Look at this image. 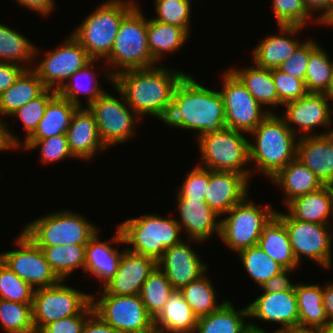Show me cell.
<instances>
[{
    "mask_svg": "<svg viewBox=\"0 0 333 333\" xmlns=\"http://www.w3.org/2000/svg\"><path fill=\"white\" fill-rule=\"evenodd\" d=\"M161 66L126 70L113 77L126 103L139 116L150 114L164 121L171 108L176 86L186 75Z\"/></svg>",
    "mask_w": 333,
    "mask_h": 333,
    "instance_id": "obj_1",
    "label": "cell"
},
{
    "mask_svg": "<svg viewBox=\"0 0 333 333\" xmlns=\"http://www.w3.org/2000/svg\"><path fill=\"white\" fill-rule=\"evenodd\" d=\"M165 125L195 130L196 138L226 127L224 100L220 91L207 89L186 74L175 88Z\"/></svg>",
    "mask_w": 333,
    "mask_h": 333,
    "instance_id": "obj_2",
    "label": "cell"
},
{
    "mask_svg": "<svg viewBox=\"0 0 333 333\" xmlns=\"http://www.w3.org/2000/svg\"><path fill=\"white\" fill-rule=\"evenodd\" d=\"M249 134L255 141L249 142V160L269 179L296 158L297 135L282 116L269 113Z\"/></svg>",
    "mask_w": 333,
    "mask_h": 333,
    "instance_id": "obj_3",
    "label": "cell"
},
{
    "mask_svg": "<svg viewBox=\"0 0 333 333\" xmlns=\"http://www.w3.org/2000/svg\"><path fill=\"white\" fill-rule=\"evenodd\" d=\"M140 10L137 4L122 20L110 54L105 58L108 65L115 67L114 72L109 69L103 72L112 84L118 73L158 65L148 47L147 20Z\"/></svg>",
    "mask_w": 333,
    "mask_h": 333,
    "instance_id": "obj_4",
    "label": "cell"
},
{
    "mask_svg": "<svg viewBox=\"0 0 333 333\" xmlns=\"http://www.w3.org/2000/svg\"><path fill=\"white\" fill-rule=\"evenodd\" d=\"M136 6L132 0H108L88 15L71 35L91 59H104L110 54L122 20Z\"/></svg>",
    "mask_w": 333,
    "mask_h": 333,
    "instance_id": "obj_5",
    "label": "cell"
},
{
    "mask_svg": "<svg viewBox=\"0 0 333 333\" xmlns=\"http://www.w3.org/2000/svg\"><path fill=\"white\" fill-rule=\"evenodd\" d=\"M124 243L131 244L127 250L150 257L156 262L166 248L182 241L180 225L173 218L156 214H144L141 218H130L119 226Z\"/></svg>",
    "mask_w": 333,
    "mask_h": 333,
    "instance_id": "obj_6",
    "label": "cell"
},
{
    "mask_svg": "<svg viewBox=\"0 0 333 333\" xmlns=\"http://www.w3.org/2000/svg\"><path fill=\"white\" fill-rule=\"evenodd\" d=\"M243 134L242 131L225 127L197 138L203 163L201 167L212 171H234L250 179L251 167L246 168L250 163L249 140Z\"/></svg>",
    "mask_w": 333,
    "mask_h": 333,
    "instance_id": "obj_7",
    "label": "cell"
},
{
    "mask_svg": "<svg viewBox=\"0 0 333 333\" xmlns=\"http://www.w3.org/2000/svg\"><path fill=\"white\" fill-rule=\"evenodd\" d=\"M99 230L81 214L56 211L24 226L22 232L39 247L87 244Z\"/></svg>",
    "mask_w": 333,
    "mask_h": 333,
    "instance_id": "obj_8",
    "label": "cell"
},
{
    "mask_svg": "<svg viewBox=\"0 0 333 333\" xmlns=\"http://www.w3.org/2000/svg\"><path fill=\"white\" fill-rule=\"evenodd\" d=\"M248 196L221 219L219 238L237 253L257 245L264 226L276 214L269 204L259 208L248 200Z\"/></svg>",
    "mask_w": 333,
    "mask_h": 333,
    "instance_id": "obj_9",
    "label": "cell"
},
{
    "mask_svg": "<svg viewBox=\"0 0 333 333\" xmlns=\"http://www.w3.org/2000/svg\"><path fill=\"white\" fill-rule=\"evenodd\" d=\"M57 284L36 289L32 301V322L38 333L49 323L83 314L91 306V295Z\"/></svg>",
    "mask_w": 333,
    "mask_h": 333,
    "instance_id": "obj_10",
    "label": "cell"
},
{
    "mask_svg": "<svg viewBox=\"0 0 333 333\" xmlns=\"http://www.w3.org/2000/svg\"><path fill=\"white\" fill-rule=\"evenodd\" d=\"M95 301L91 295L93 311L118 333H148L154 329L153 318L137 295H111L104 289Z\"/></svg>",
    "mask_w": 333,
    "mask_h": 333,
    "instance_id": "obj_11",
    "label": "cell"
},
{
    "mask_svg": "<svg viewBox=\"0 0 333 333\" xmlns=\"http://www.w3.org/2000/svg\"><path fill=\"white\" fill-rule=\"evenodd\" d=\"M112 85L122 96L123 103L105 91L88 106L95 117L100 139L107 149L110 146L125 143L130 137L135 136L134 129L137 125L135 122L140 120V117L126 103L122 92L114 84Z\"/></svg>",
    "mask_w": 333,
    "mask_h": 333,
    "instance_id": "obj_12",
    "label": "cell"
},
{
    "mask_svg": "<svg viewBox=\"0 0 333 333\" xmlns=\"http://www.w3.org/2000/svg\"><path fill=\"white\" fill-rule=\"evenodd\" d=\"M275 215L286 226L291 248L298 264L301 257L305 256L324 268L331 267L333 239L330 224L296 220L289 214L278 211Z\"/></svg>",
    "mask_w": 333,
    "mask_h": 333,
    "instance_id": "obj_13",
    "label": "cell"
},
{
    "mask_svg": "<svg viewBox=\"0 0 333 333\" xmlns=\"http://www.w3.org/2000/svg\"><path fill=\"white\" fill-rule=\"evenodd\" d=\"M222 78L220 93L224 100L226 127L249 134L273 111L261 110L262 106L231 70L223 73Z\"/></svg>",
    "mask_w": 333,
    "mask_h": 333,
    "instance_id": "obj_14",
    "label": "cell"
},
{
    "mask_svg": "<svg viewBox=\"0 0 333 333\" xmlns=\"http://www.w3.org/2000/svg\"><path fill=\"white\" fill-rule=\"evenodd\" d=\"M19 249L0 253V261L35 290L57 284L42 249L22 231L15 241Z\"/></svg>",
    "mask_w": 333,
    "mask_h": 333,
    "instance_id": "obj_15",
    "label": "cell"
},
{
    "mask_svg": "<svg viewBox=\"0 0 333 333\" xmlns=\"http://www.w3.org/2000/svg\"><path fill=\"white\" fill-rule=\"evenodd\" d=\"M45 58L33 68L46 88L58 91L68 78L92 59L82 45L70 35L64 44L45 53Z\"/></svg>",
    "mask_w": 333,
    "mask_h": 333,
    "instance_id": "obj_16",
    "label": "cell"
},
{
    "mask_svg": "<svg viewBox=\"0 0 333 333\" xmlns=\"http://www.w3.org/2000/svg\"><path fill=\"white\" fill-rule=\"evenodd\" d=\"M329 100H333L328 94L324 93H306L298 100H293L285 103V113L283 119L287 126L296 135L294 126L299 128L300 137L318 136L333 133V129L329 132H321L320 134H308L317 126L328 127L331 125L333 115L331 114V107ZM301 130V131H300Z\"/></svg>",
    "mask_w": 333,
    "mask_h": 333,
    "instance_id": "obj_17",
    "label": "cell"
},
{
    "mask_svg": "<svg viewBox=\"0 0 333 333\" xmlns=\"http://www.w3.org/2000/svg\"><path fill=\"white\" fill-rule=\"evenodd\" d=\"M190 244L192 243L187 242L186 244L182 240L180 243L166 248L162 257L157 261V266L166 274L175 290H180L198 279L208 268Z\"/></svg>",
    "mask_w": 333,
    "mask_h": 333,
    "instance_id": "obj_18",
    "label": "cell"
},
{
    "mask_svg": "<svg viewBox=\"0 0 333 333\" xmlns=\"http://www.w3.org/2000/svg\"><path fill=\"white\" fill-rule=\"evenodd\" d=\"M249 179L234 171L209 169V185L205 202L218 215L226 213L249 193Z\"/></svg>",
    "mask_w": 333,
    "mask_h": 333,
    "instance_id": "obj_19",
    "label": "cell"
},
{
    "mask_svg": "<svg viewBox=\"0 0 333 333\" xmlns=\"http://www.w3.org/2000/svg\"><path fill=\"white\" fill-rule=\"evenodd\" d=\"M177 209L181 231L187 232V238L195 243L205 242L213 233L220 236V216L203 200L177 198ZM217 219V220H216ZM185 229V230H183Z\"/></svg>",
    "mask_w": 333,
    "mask_h": 333,
    "instance_id": "obj_20",
    "label": "cell"
},
{
    "mask_svg": "<svg viewBox=\"0 0 333 333\" xmlns=\"http://www.w3.org/2000/svg\"><path fill=\"white\" fill-rule=\"evenodd\" d=\"M247 307L249 318L282 324L280 328L298 326L295 288L282 292H263Z\"/></svg>",
    "mask_w": 333,
    "mask_h": 333,
    "instance_id": "obj_21",
    "label": "cell"
},
{
    "mask_svg": "<svg viewBox=\"0 0 333 333\" xmlns=\"http://www.w3.org/2000/svg\"><path fill=\"white\" fill-rule=\"evenodd\" d=\"M156 266L154 259L126 249L115 276L103 289L111 295H137Z\"/></svg>",
    "mask_w": 333,
    "mask_h": 333,
    "instance_id": "obj_22",
    "label": "cell"
},
{
    "mask_svg": "<svg viewBox=\"0 0 333 333\" xmlns=\"http://www.w3.org/2000/svg\"><path fill=\"white\" fill-rule=\"evenodd\" d=\"M67 142L72 155L77 159L89 160L102 150V143L95 117L88 107H78L67 129Z\"/></svg>",
    "mask_w": 333,
    "mask_h": 333,
    "instance_id": "obj_23",
    "label": "cell"
},
{
    "mask_svg": "<svg viewBox=\"0 0 333 333\" xmlns=\"http://www.w3.org/2000/svg\"><path fill=\"white\" fill-rule=\"evenodd\" d=\"M296 158L324 185H333V133L297 140Z\"/></svg>",
    "mask_w": 333,
    "mask_h": 333,
    "instance_id": "obj_24",
    "label": "cell"
},
{
    "mask_svg": "<svg viewBox=\"0 0 333 333\" xmlns=\"http://www.w3.org/2000/svg\"><path fill=\"white\" fill-rule=\"evenodd\" d=\"M98 232L97 230L86 244L84 272H90V275L103 281L105 286L115 276L126 248L120 252L118 248L110 247L108 244L110 242L125 244L119 227H117L115 236L107 242L99 240Z\"/></svg>",
    "mask_w": 333,
    "mask_h": 333,
    "instance_id": "obj_25",
    "label": "cell"
},
{
    "mask_svg": "<svg viewBox=\"0 0 333 333\" xmlns=\"http://www.w3.org/2000/svg\"><path fill=\"white\" fill-rule=\"evenodd\" d=\"M282 35L266 36L253 50V61L257 67L274 69L287 60L302 44L296 38L301 26H278ZM284 35V36H283ZM288 35V36H285Z\"/></svg>",
    "mask_w": 333,
    "mask_h": 333,
    "instance_id": "obj_26",
    "label": "cell"
},
{
    "mask_svg": "<svg viewBox=\"0 0 333 333\" xmlns=\"http://www.w3.org/2000/svg\"><path fill=\"white\" fill-rule=\"evenodd\" d=\"M285 206L293 219L329 224L330 216L333 218V185H324L318 190L298 196Z\"/></svg>",
    "mask_w": 333,
    "mask_h": 333,
    "instance_id": "obj_27",
    "label": "cell"
},
{
    "mask_svg": "<svg viewBox=\"0 0 333 333\" xmlns=\"http://www.w3.org/2000/svg\"><path fill=\"white\" fill-rule=\"evenodd\" d=\"M197 315L179 290L171 293L160 313L153 319L154 329L161 333H195Z\"/></svg>",
    "mask_w": 333,
    "mask_h": 333,
    "instance_id": "obj_28",
    "label": "cell"
},
{
    "mask_svg": "<svg viewBox=\"0 0 333 333\" xmlns=\"http://www.w3.org/2000/svg\"><path fill=\"white\" fill-rule=\"evenodd\" d=\"M286 194L285 205L292 199L318 190L324 184L297 158L290 161L272 179Z\"/></svg>",
    "mask_w": 333,
    "mask_h": 333,
    "instance_id": "obj_29",
    "label": "cell"
},
{
    "mask_svg": "<svg viewBox=\"0 0 333 333\" xmlns=\"http://www.w3.org/2000/svg\"><path fill=\"white\" fill-rule=\"evenodd\" d=\"M298 304V325L322 331L329 320L323 306V287L298 283L295 285Z\"/></svg>",
    "mask_w": 333,
    "mask_h": 333,
    "instance_id": "obj_30",
    "label": "cell"
},
{
    "mask_svg": "<svg viewBox=\"0 0 333 333\" xmlns=\"http://www.w3.org/2000/svg\"><path fill=\"white\" fill-rule=\"evenodd\" d=\"M258 245L284 269H296L299 266L291 248L286 226L276 215L264 226Z\"/></svg>",
    "mask_w": 333,
    "mask_h": 333,
    "instance_id": "obj_31",
    "label": "cell"
},
{
    "mask_svg": "<svg viewBox=\"0 0 333 333\" xmlns=\"http://www.w3.org/2000/svg\"><path fill=\"white\" fill-rule=\"evenodd\" d=\"M248 307L236 311L230 301L208 315L198 317L196 333H245L250 327L245 323Z\"/></svg>",
    "mask_w": 333,
    "mask_h": 333,
    "instance_id": "obj_32",
    "label": "cell"
},
{
    "mask_svg": "<svg viewBox=\"0 0 333 333\" xmlns=\"http://www.w3.org/2000/svg\"><path fill=\"white\" fill-rule=\"evenodd\" d=\"M77 105L56 94L47 104L43 118L27 140H43L55 135H66Z\"/></svg>",
    "mask_w": 333,
    "mask_h": 333,
    "instance_id": "obj_33",
    "label": "cell"
},
{
    "mask_svg": "<svg viewBox=\"0 0 333 333\" xmlns=\"http://www.w3.org/2000/svg\"><path fill=\"white\" fill-rule=\"evenodd\" d=\"M46 87L36 72L25 69L15 83L0 95V115L10 116L20 107L39 96Z\"/></svg>",
    "mask_w": 333,
    "mask_h": 333,
    "instance_id": "obj_34",
    "label": "cell"
},
{
    "mask_svg": "<svg viewBox=\"0 0 333 333\" xmlns=\"http://www.w3.org/2000/svg\"><path fill=\"white\" fill-rule=\"evenodd\" d=\"M189 32L173 24L147 20V41L152 58L156 63L165 53L179 50L189 38Z\"/></svg>",
    "mask_w": 333,
    "mask_h": 333,
    "instance_id": "obj_35",
    "label": "cell"
},
{
    "mask_svg": "<svg viewBox=\"0 0 333 333\" xmlns=\"http://www.w3.org/2000/svg\"><path fill=\"white\" fill-rule=\"evenodd\" d=\"M231 71L245 85L246 89L264 107L279 106L278 92L272 77L271 69L251 66L243 69H231Z\"/></svg>",
    "mask_w": 333,
    "mask_h": 333,
    "instance_id": "obj_36",
    "label": "cell"
},
{
    "mask_svg": "<svg viewBox=\"0 0 333 333\" xmlns=\"http://www.w3.org/2000/svg\"><path fill=\"white\" fill-rule=\"evenodd\" d=\"M96 61L98 60L92 59L83 68L71 75L68 78L70 81L65 82L64 85L57 91V94L62 98L69 100L71 103L77 105L78 107H82L79 99L80 92L81 94L84 93L82 95L87 97L86 101L88 106L94 102L102 93L105 92V90H103L97 82L98 79H96V72H93V67L95 66L94 63ZM73 81L75 82L73 83Z\"/></svg>",
    "mask_w": 333,
    "mask_h": 333,
    "instance_id": "obj_37",
    "label": "cell"
},
{
    "mask_svg": "<svg viewBox=\"0 0 333 333\" xmlns=\"http://www.w3.org/2000/svg\"><path fill=\"white\" fill-rule=\"evenodd\" d=\"M56 276L65 281L74 269L85 268L86 244L40 247Z\"/></svg>",
    "mask_w": 333,
    "mask_h": 333,
    "instance_id": "obj_38",
    "label": "cell"
},
{
    "mask_svg": "<svg viewBox=\"0 0 333 333\" xmlns=\"http://www.w3.org/2000/svg\"><path fill=\"white\" fill-rule=\"evenodd\" d=\"M304 84L307 93L330 94L333 85V61L319 43L310 52Z\"/></svg>",
    "mask_w": 333,
    "mask_h": 333,
    "instance_id": "obj_39",
    "label": "cell"
},
{
    "mask_svg": "<svg viewBox=\"0 0 333 333\" xmlns=\"http://www.w3.org/2000/svg\"><path fill=\"white\" fill-rule=\"evenodd\" d=\"M25 36L0 23V62L25 66L40 51ZM22 62V64H21Z\"/></svg>",
    "mask_w": 333,
    "mask_h": 333,
    "instance_id": "obj_40",
    "label": "cell"
},
{
    "mask_svg": "<svg viewBox=\"0 0 333 333\" xmlns=\"http://www.w3.org/2000/svg\"><path fill=\"white\" fill-rule=\"evenodd\" d=\"M205 275L206 273L179 290L197 317L210 314L226 302L224 300L217 304L214 286Z\"/></svg>",
    "mask_w": 333,
    "mask_h": 333,
    "instance_id": "obj_41",
    "label": "cell"
},
{
    "mask_svg": "<svg viewBox=\"0 0 333 333\" xmlns=\"http://www.w3.org/2000/svg\"><path fill=\"white\" fill-rule=\"evenodd\" d=\"M175 291L166 274L156 266L143 283L139 296L148 314L154 319Z\"/></svg>",
    "mask_w": 333,
    "mask_h": 333,
    "instance_id": "obj_42",
    "label": "cell"
},
{
    "mask_svg": "<svg viewBox=\"0 0 333 333\" xmlns=\"http://www.w3.org/2000/svg\"><path fill=\"white\" fill-rule=\"evenodd\" d=\"M249 276L260 288L271 277L279 274L284 268L267 255L259 245L243 249L237 253Z\"/></svg>",
    "mask_w": 333,
    "mask_h": 333,
    "instance_id": "obj_43",
    "label": "cell"
},
{
    "mask_svg": "<svg viewBox=\"0 0 333 333\" xmlns=\"http://www.w3.org/2000/svg\"><path fill=\"white\" fill-rule=\"evenodd\" d=\"M0 322L5 333L35 331L32 322V303L0 299Z\"/></svg>",
    "mask_w": 333,
    "mask_h": 333,
    "instance_id": "obj_44",
    "label": "cell"
},
{
    "mask_svg": "<svg viewBox=\"0 0 333 333\" xmlns=\"http://www.w3.org/2000/svg\"><path fill=\"white\" fill-rule=\"evenodd\" d=\"M35 289L0 261V299L32 303Z\"/></svg>",
    "mask_w": 333,
    "mask_h": 333,
    "instance_id": "obj_45",
    "label": "cell"
},
{
    "mask_svg": "<svg viewBox=\"0 0 333 333\" xmlns=\"http://www.w3.org/2000/svg\"><path fill=\"white\" fill-rule=\"evenodd\" d=\"M191 0H155L156 17L153 20L173 24L190 33Z\"/></svg>",
    "mask_w": 333,
    "mask_h": 333,
    "instance_id": "obj_46",
    "label": "cell"
},
{
    "mask_svg": "<svg viewBox=\"0 0 333 333\" xmlns=\"http://www.w3.org/2000/svg\"><path fill=\"white\" fill-rule=\"evenodd\" d=\"M57 94V91L46 88L39 96L29 101L10 116L18 117L24 125L25 140L36 130L38 123L43 118L48 102Z\"/></svg>",
    "mask_w": 333,
    "mask_h": 333,
    "instance_id": "obj_47",
    "label": "cell"
},
{
    "mask_svg": "<svg viewBox=\"0 0 333 333\" xmlns=\"http://www.w3.org/2000/svg\"><path fill=\"white\" fill-rule=\"evenodd\" d=\"M26 150H33L34 148H39L40 146V154H41V162L43 163H53L64 160V158H75L70 149L67 142L66 135H55L53 137H49L43 140H24L22 142Z\"/></svg>",
    "mask_w": 333,
    "mask_h": 333,
    "instance_id": "obj_48",
    "label": "cell"
},
{
    "mask_svg": "<svg viewBox=\"0 0 333 333\" xmlns=\"http://www.w3.org/2000/svg\"><path fill=\"white\" fill-rule=\"evenodd\" d=\"M272 9L278 26H301L305 27L311 15L304 6L303 0H273Z\"/></svg>",
    "mask_w": 333,
    "mask_h": 333,
    "instance_id": "obj_49",
    "label": "cell"
},
{
    "mask_svg": "<svg viewBox=\"0 0 333 333\" xmlns=\"http://www.w3.org/2000/svg\"><path fill=\"white\" fill-rule=\"evenodd\" d=\"M178 187L176 198L205 201L209 185V169L200 165L187 172L184 182Z\"/></svg>",
    "mask_w": 333,
    "mask_h": 333,
    "instance_id": "obj_50",
    "label": "cell"
},
{
    "mask_svg": "<svg viewBox=\"0 0 333 333\" xmlns=\"http://www.w3.org/2000/svg\"><path fill=\"white\" fill-rule=\"evenodd\" d=\"M271 71L278 92L279 105L298 100L307 93L302 80L296 79L278 68L271 69Z\"/></svg>",
    "mask_w": 333,
    "mask_h": 333,
    "instance_id": "obj_51",
    "label": "cell"
},
{
    "mask_svg": "<svg viewBox=\"0 0 333 333\" xmlns=\"http://www.w3.org/2000/svg\"><path fill=\"white\" fill-rule=\"evenodd\" d=\"M316 41L303 42L296 51L285 60L278 69L304 82L310 52L317 46Z\"/></svg>",
    "mask_w": 333,
    "mask_h": 333,
    "instance_id": "obj_52",
    "label": "cell"
},
{
    "mask_svg": "<svg viewBox=\"0 0 333 333\" xmlns=\"http://www.w3.org/2000/svg\"><path fill=\"white\" fill-rule=\"evenodd\" d=\"M92 305L81 315H73L47 324L39 333H81L82 328L93 313Z\"/></svg>",
    "mask_w": 333,
    "mask_h": 333,
    "instance_id": "obj_53",
    "label": "cell"
},
{
    "mask_svg": "<svg viewBox=\"0 0 333 333\" xmlns=\"http://www.w3.org/2000/svg\"><path fill=\"white\" fill-rule=\"evenodd\" d=\"M25 69H29V66L0 62V95L15 83Z\"/></svg>",
    "mask_w": 333,
    "mask_h": 333,
    "instance_id": "obj_54",
    "label": "cell"
},
{
    "mask_svg": "<svg viewBox=\"0 0 333 333\" xmlns=\"http://www.w3.org/2000/svg\"><path fill=\"white\" fill-rule=\"evenodd\" d=\"M295 269H284L279 274L271 277L264 285H262L263 292H282L285 290H292L296 284H292L289 274Z\"/></svg>",
    "mask_w": 333,
    "mask_h": 333,
    "instance_id": "obj_55",
    "label": "cell"
},
{
    "mask_svg": "<svg viewBox=\"0 0 333 333\" xmlns=\"http://www.w3.org/2000/svg\"><path fill=\"white\" fill-rule=\"evenodd\" d=\"M81 333H118L94 312L86 320Z\"/></svg>",
    "mask_w": 333,
    "mask_h": 333,
    "instance_id": "obj_56",
    "label": "cell"
},
{
    "mask_svg": "<svg viewBox=\"0 0 333 333\" xmlns=\"http://www.w3.org/2000/svg\"><path fill=\"white\" fill-rule=\"evenodd\" d=\"M16 2L44 16L51 14L56 7L54 0H16Z\"/></svg>",
    "mask_w": 333,
    "mask_h": 333,
    "instance_id": "obj_57",
    "label": "cell"
},
{
    "mask_svg": "<svg viewBox=\"0 0 333 333\" xmlns=\"http://www.w3.org/2000/svg\"><path fill=\"white\" fill-rule=\"evenodd\" d=\"M7 128V123H3L0 117V151L17 149L22 143L20 139L10 133L11 131H8Z\"/></svg>",
    "mask_w": 333,
    "mask_h": 333,
    "instance_id": "obj_58",
    "label": "cell"
},
{
    "mask_svg": "<svg viewBox=\"0 0 333 333\" xmlns=\"http://www.w3.org/2000/svg\"><path fill=\"white\" fill-rule=\"evenodd\" d=\"M304 2V6L306 8V10L308 11V13L312 15V13L316 11H320L321 10V14H318V18L314 19L316 22L318 23L331 9L332 4H333V0H303Z\"/></svg>",
    "mask_w": 333,
    "mask_h": 333,
    "instance_id": "obj_59",
    "label": "cell"
},
{
    "mask_svg": "<svg viewBox=\"0 0 333 333\" xmlns=\"http://www.w3.org/2000/svg\"><path fill=\"white\" fill-rule=\"evenodd\" d=\"M323 306L329 323H333V283H327L323 287Z\"/></svg>",
    "mask_w": 333,
    "mask_h": 333,
    "instance_id": "obj_60",
    "label": "cell"
},
{
    "mask_svg": "<svg viewBox=\"0 0 333 333\" xmlns=\"http://www.w3.org/2000/svg\"><path fill=\"white\" fill-rule=\"evenodd\" d=\"M273 333H321V331L298 325V326L280 328L278 330H275Z\"/></svg>",
    "mask_w": 333,
    "mask_h": 333,
    "instance_id": "obj_61",
    "label": "cell"
},
{
    "mask_svg": "<svg viewBox=\"0 0 333 333\" xmlns=\"http://www.w3.org/2000/svg\"><path fill=\"white\" fill-rule=\"evenodd\" d=\"M333 26V4L329 12L319 21V24Z\"/></svg>",
    "mask_w": 333,
    "mask_h": 333,
    "instance_id": "obj_62",
    "label": "cell"
},
{
    "mask_svg": "<svg viewBox=\"0 0 333 333\" xmlns=\"http://www.w3.org/2000/svg\"><path fill=\"white\" fill-rule=\"evenodd\" d=\"M249 325L250 327L245 333H267L264 329L259 328L255 323H249Z\"/></svg>",
    "mask_w": 333,
    "mask_h": 333,
    "instance_id": "obj_63",
    "label": "cell"
},
{
    "mask_svg": "<svg viewBox=\"0 0 333 333\" xmlns=\"http://www.w3.org/2000/svg\"><path fill=\"white\" fill-rule=\"evenodd\" d=\"M321 333H333V323H329Z\"/></svg>",
    "mask_w": 333,
    "mask_h": 333,
    "instance_id": "obj_64",
    "label": "cell"
},
{
    "mask_svg": "<svg viewBox=\"0 0 333 333\" xmlns=\"http://www.w3.org/2000/svg\"><path fill=\"white\" fill-rule=\"evenodd\" d=\"M329 96L333 99V85H332V87H331V91H330Z\"/></svg>",
    "mask_w": 333,
    "mask_h": 333,
    "instance_id": "obj_65",
    "label": "cell"
},
{
    "mask_svg": "<svg viewBox=\"0 0 333 333\" xmlns=\"http://www.w3.org/2000/svg\"><path fill=\"white\" fill-rule=\"evenodd\" d=\"M148 333H161L160 331L153 329L152 331L148 332Z\"/></svg>",
    "mask_w": 333,
    "mask_h": 333,
    "instance_id": "obj_66",
    "label": "cell"
},
{
    "mask_svg": "<svg viewBox=\"0 0 333 333\" xmlns=\"http://www.w3.org/2000/svg\"><path fill=\"white\" fill-rule=\"evenodd\" d=\"M23 333H38L37 331H27V332H23Z\"/></svg>",
    "mask_w": 333,
    "mask_h": 333,
    "instance_id": "obj_67",
    "label": "cell"
}]
</instances>
